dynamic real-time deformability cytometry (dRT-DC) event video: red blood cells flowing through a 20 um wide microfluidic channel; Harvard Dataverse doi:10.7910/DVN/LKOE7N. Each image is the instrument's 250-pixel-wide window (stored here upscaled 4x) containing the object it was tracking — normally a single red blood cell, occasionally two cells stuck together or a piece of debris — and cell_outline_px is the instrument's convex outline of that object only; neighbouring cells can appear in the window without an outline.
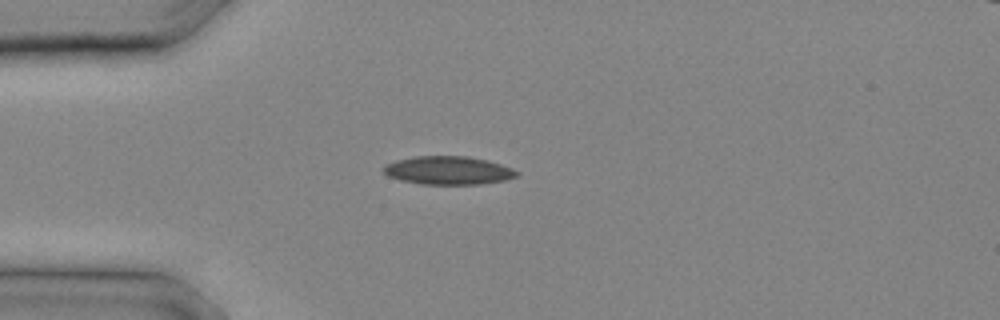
{"species": "common noctule bat (a hibernating species)", "species_latin": "Nyctalus noctula", "temperature_condition": "cold", "stored_images_in_passage": 8, "camera_frame_rate_fps": 3000, "um_per_image_px": 0.085, "animal": {"sex": "male", "body_mass_g": 20.4}, "frame": {"image": 1, "passage_image": 4, "time_ms": 1.0, "image_size_px": [1000, 320], "cell_outline_px": [[520, 176], [504, 180], [480, 184], [420, 184], [400, 180], [388, 176], [384, 172], [384, 164], [396, 160], [416, 156], [468, 156], [488, 160], [512, 168], [520, 172]], "centroid_in_image_um": [38.12, 14.48], "position_along_channel_um": 46.9, "area_um2": 22.08}}